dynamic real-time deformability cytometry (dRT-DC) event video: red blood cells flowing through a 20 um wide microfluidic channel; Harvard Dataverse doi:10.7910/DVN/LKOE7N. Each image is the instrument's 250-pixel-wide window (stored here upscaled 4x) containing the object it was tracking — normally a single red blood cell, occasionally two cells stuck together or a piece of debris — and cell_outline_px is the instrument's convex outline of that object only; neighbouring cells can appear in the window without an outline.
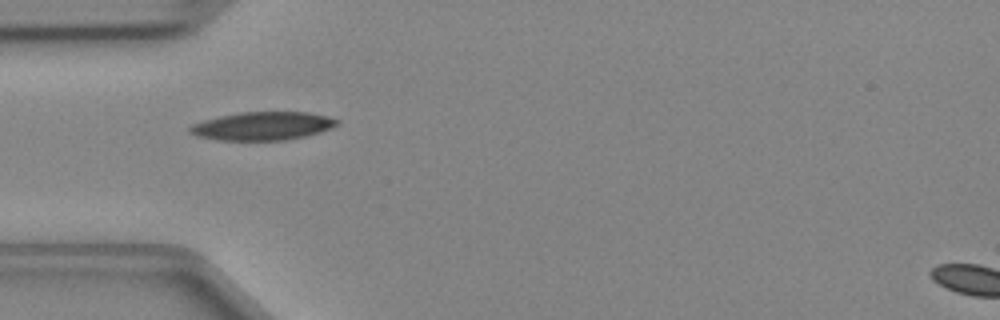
{"species": "Egyptian fruit bat (a non-hibernating species)", "species_latin": "Rousettus aegyptiacus", "temperature_condition": "cold", "stored_images_in_passage": 34, "camera_frame_rate_fps": 3000, "um_per_image_px": 0.085, "animal": {"sex": "female"}, "frame": {"image": 1, "passage_image": 1, "time_ms": 0.0, "image_size_px": [1000, 320], "cell_outline_px": [[336, 124], [320, 132], [304, 136], [284, 140], [216, 140], [196, 136], [188, 132], [188, 128], [192, 124], [204, 120], [220, 116], [240, 112], [308, 112], [324, 116], [336, 120]], "centroid_in_image_um": [22.22, 10.71], "position_along_channel_um": 62.8, "area_um2": 23.93}}
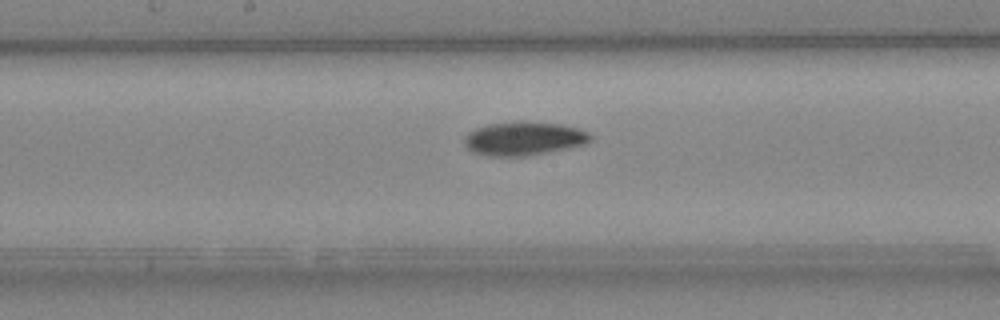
{"frame": {"image": 2, "passage_image": 11, "time_ms": 3.333, "image_size_px": [1000, 320], "cell_outline_px": [[592, 140], [584, 144], [568, 148], [528, 156], [484, 156], [472, 152], [464, 144], [464, 136], [468, 132], [476, 128], [488, 124], [524, 120], [560, 124], [580, 128], [588, 132], [592, 136]], "centroid_in_image_um": [44.52, 11.77], "position_along_channel_um": 203.7, "area_um2": 25.14}}
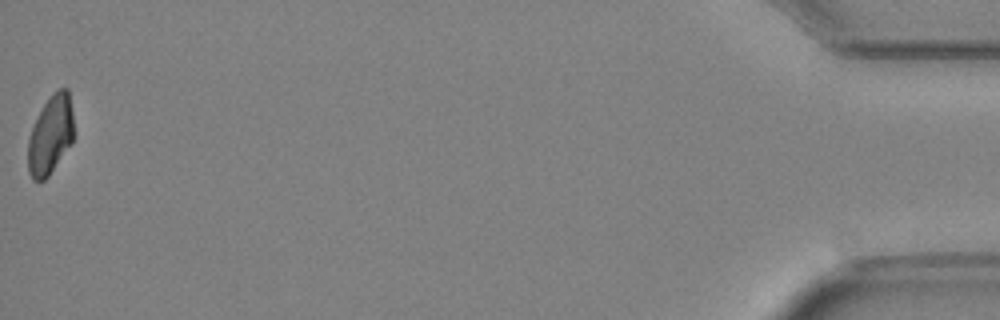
{"frame": {"image": 3, "passage_image": 34, "time_ms": 11.0, "image_size_px": [1000, 320], "cell_outline_px": [[76, 132], [72, 144], [48, 176], [44, 180], [32, 180], [28, 172], [28, 140], [32, 128], [44, 104], [52, 92], [60, 88], [68, 88]], "centroid_in_image_um": [4.33, 11.47], "position_along_channel_um": 430.9, "area_um2": 21.33}}